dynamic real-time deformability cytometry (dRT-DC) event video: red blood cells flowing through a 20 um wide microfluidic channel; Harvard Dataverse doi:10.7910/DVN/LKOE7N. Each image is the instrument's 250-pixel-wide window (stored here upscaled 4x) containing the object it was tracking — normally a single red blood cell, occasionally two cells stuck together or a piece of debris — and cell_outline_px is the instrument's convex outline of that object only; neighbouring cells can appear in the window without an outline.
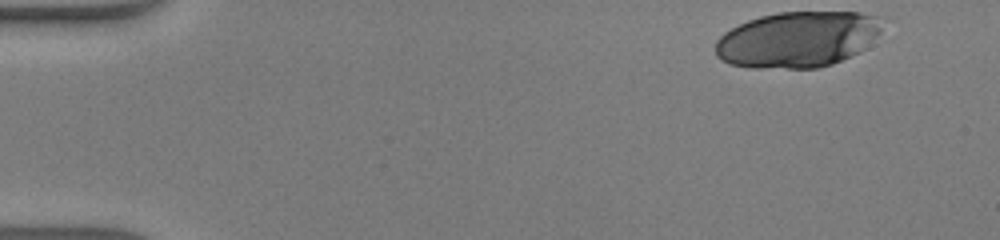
{"species": "human", "species_latin": "Homo sapiens", "temperature_condition": "warm", "stored_images_in_passage": 44, "camera_frame_rate_fps": 3000, "um_per_image_px": 0.085, "donor": {"sex": "male"}, "frame": {"image": 1, "passage_image": 1, "time_ms": 0.0, "image_size_px": [1000, 240], "cell_outline_px": [[888, 16], [880, 32], [864, 48], [832, 64], [816, 68], [748, 68], [728, 64], [720, 60], [716, 56], [716, 40], [724, 32], [748, 20], [760, 16], [776, 12], [860, 12]], "centroid_in_image_um": [67.82, 3.33], "position_along_channel_um": 17.2, "area_um2": 54.91}}
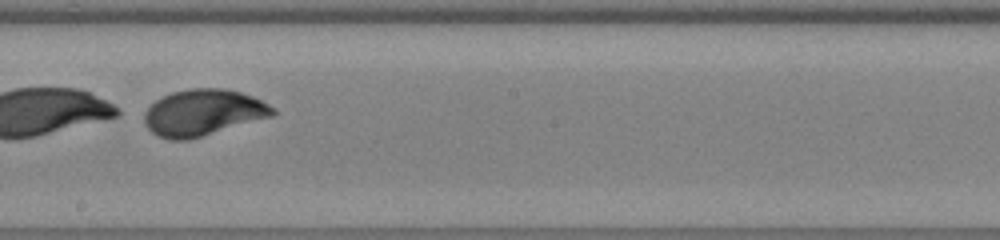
{"frame": {"image": 2, "passage_image": 25, "time_ms": 8.0, "image_size_px": [1000, 240], "cell_outline_px": [[276, 112], [272, 116], [188, 140], [168, 140], [156, 136], [144, 124], [144, 112], [156, 100], [172, 92], [188, 88], [224, 88], [240, 92], [252, 96], [276, 108]], "centroid_in_image_um": [17.24, 9.57], "position_along_channel_um": 231.0, "area_um2": 34.62}}
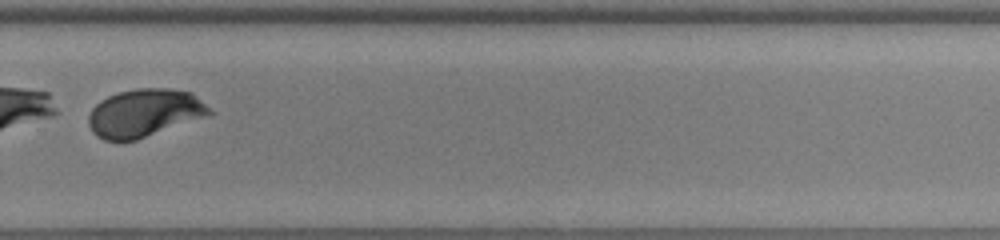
{"frame": {"image": 3, "passage_image": 31, "time_ms": 10.0, "image_size_px": [1000, 240], "cell_outline_px": [[212, 112], [136, 140], [104, 140], [96, 136], [92, 132], [88, 124], [88, 116], [92, 108], [100, 100], [108, 96], [120, 92], [136, 88], [168, 88], [192, 92], [212, 108]], "centroid_in_image_um": [12.22, 9.58], "position_along_channel_um": 317.6, "area_um2": 33.23}}